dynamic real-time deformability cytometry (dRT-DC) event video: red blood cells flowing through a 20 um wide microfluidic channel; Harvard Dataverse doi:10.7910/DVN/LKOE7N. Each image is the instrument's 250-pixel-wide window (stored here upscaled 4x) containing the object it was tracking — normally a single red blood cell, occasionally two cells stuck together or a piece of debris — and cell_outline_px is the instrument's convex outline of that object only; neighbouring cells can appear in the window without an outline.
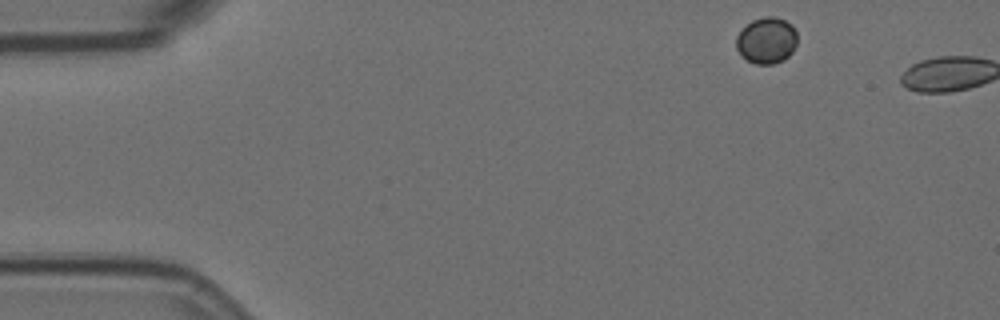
{"species": "Egyptian fruit bat (a non-hibernating species)", "species_latin": "Rousettus aegyptiacus", "temperature_condition": "room temperature", "stored_images_in_passage": 2, "camera_frame_rate_fps": 3000, "um_per_image_px": 0.085, "animal": {"sex": "female"}, "frame": {"image": 1, "passage_image": 1, "time_ms": 0.0, "image_size_px": [1000, 320], "cell_outline_px": [[796, 44], [792, 52], [784, 60], [772, 64], [756, 64], [748, 60], [736, 48], [736, 36], [752, 20], [764, 16], [772, 16], [784, 20], [792, 24], [796, 32]], "centroid_in_image_um": [65.17, 3.43], "position_along_channel_um": 19.8, "area_um2": 16.3}}